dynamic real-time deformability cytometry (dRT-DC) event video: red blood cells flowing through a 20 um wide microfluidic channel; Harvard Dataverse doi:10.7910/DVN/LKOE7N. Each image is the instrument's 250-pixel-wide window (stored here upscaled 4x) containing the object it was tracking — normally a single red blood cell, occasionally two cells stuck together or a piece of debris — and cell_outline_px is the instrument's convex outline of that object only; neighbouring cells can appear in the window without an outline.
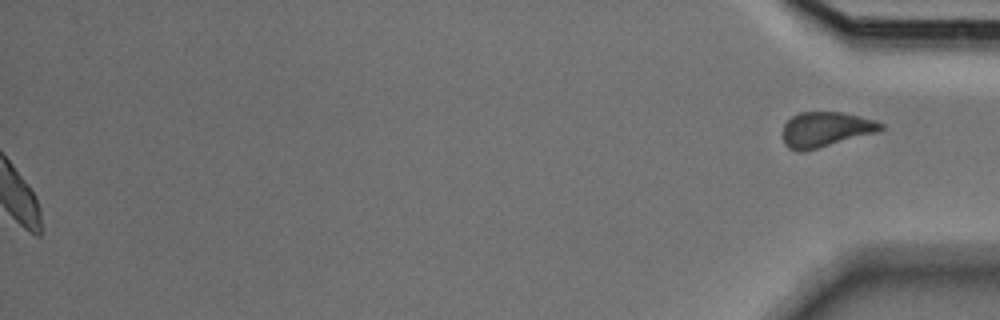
{"species": "Egyptian fruit bat (a non-hibernating species)", "species_latin": "Rousettus aegyptiacus", "temperature_condition": "cold", "stored_images_in_passage": 51, "segment_of_instrument_passage": [2, 2], "camera_frame_rate_fps": 3000, "um_per_image_px": 0.085, "animal": {"sex": "male"}, "frame": {"image": 1, "passage_image": 51, "time_ms": 16.667, "image_size_px": [1000, 320], "cell_outline_px": [[884, 128], [880, 132], [804, 152], [800, 152], [788, 148], [784, 144], [784, 124], [792, 116], [800, 112], [844, 112], [876, 120], [884, 124]], "centroid_in_image_um": [70.23, 11.01], "position_along_channel_um": 365.0, "area_um2": 20.35}}